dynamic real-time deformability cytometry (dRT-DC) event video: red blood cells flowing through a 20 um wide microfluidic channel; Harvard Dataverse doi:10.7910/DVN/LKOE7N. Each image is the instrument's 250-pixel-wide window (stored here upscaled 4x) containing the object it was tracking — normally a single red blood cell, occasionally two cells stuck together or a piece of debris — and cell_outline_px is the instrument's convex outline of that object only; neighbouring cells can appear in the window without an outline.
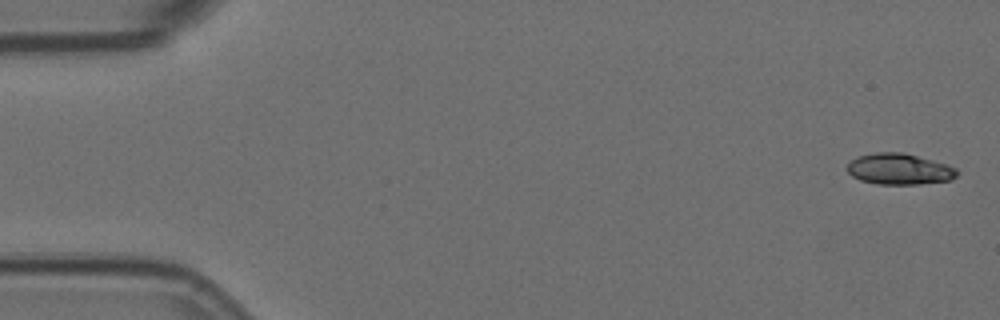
{"species": "Egyptian fruit bat (a non-hibernating species)", "species_latin": "Rousettus aegyptiacus", "temperature_condition": "room temperature", "stored_images_in_passage": 5, "camera_frame_rate_fps": 3000, "um_per_image_px": 0.085, "animal": {"sex": "female"}, "frame": {"image": 1, "passage_image": 1, "time_ms": 0.0, "image_size_px": [1000, 320], "cell_outline_px": [[960, 172], [952, 180], [920, 184], [876, 184], [860, 180], [852, 176], [848, 172], [848, 164], [856, 156], [876, 152], [900, 152], [932, 160], [956, 168]], "centroid_in_image_um": [76.44, 14.38], "position_along_channel_um": 8.6, "area_um2": 19.83}}
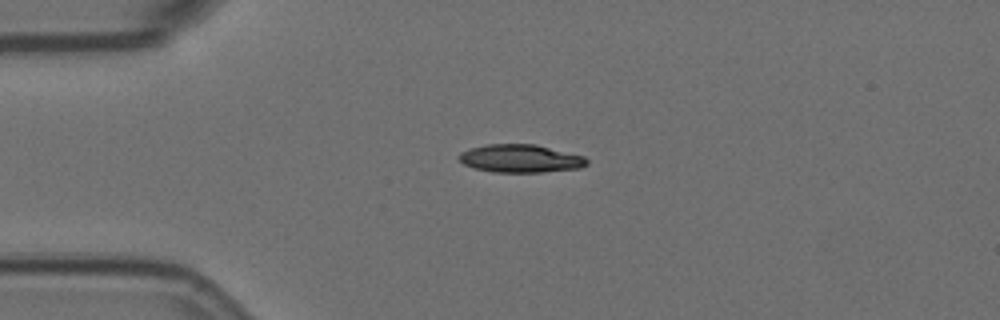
{"frame": {"image": 2, "passage_image": 4, "time_ms": 1.0, "image_size_px": [1000, 320], "cell_outline_px": [[588, 164], [580, 168], [540, 172], [492, 172], [472, 168], [464, 164], [456, 156], [460, 152], [472, 148], [488, 144], [536, 144], [584, 156], [588, 160]], "centroid_in_image_um": [44.22, 13.47], "position_along_channel_um": 40.8, "area_um2": 20.92}}